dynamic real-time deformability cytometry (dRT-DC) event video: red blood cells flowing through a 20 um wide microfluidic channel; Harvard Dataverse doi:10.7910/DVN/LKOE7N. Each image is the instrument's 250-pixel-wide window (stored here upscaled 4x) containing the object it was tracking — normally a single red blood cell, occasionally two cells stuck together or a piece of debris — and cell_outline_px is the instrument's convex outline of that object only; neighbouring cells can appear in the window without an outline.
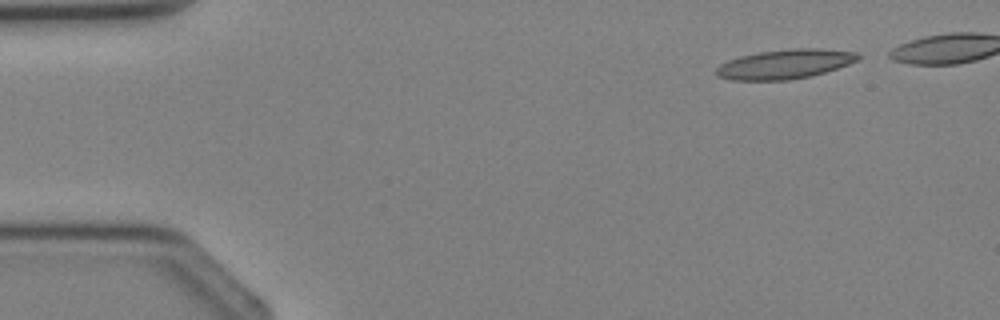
{"species": "Egyptian fruit bat (a non-hibernating species)", "species_latin": "Rousettus aegyptiacus", "temperature_condition": "cold", "stored_images_in_passage": 4, "camera_frame_rate_fps": 3000, "um_per_image_px": 0.085, "animal": {"sex": "female"}, "frame": {"image": 1, "passage_image": 1, "time_ms": 0.0, "image_size_px": [1000, 320], "cell_outline_px": [[860, 60], [824, 72], [808, 76], [788, 80], [728, 80], [716, 76], [716, 68], [720, 64], [728, 60], [740, 56], [760, 52], [788, 48], [820, 48], [860, 52]], "centroid_in_image_um": [66.72, 5.44], "position_along_channel_um": 18.3, "area_um2": 24.45}}
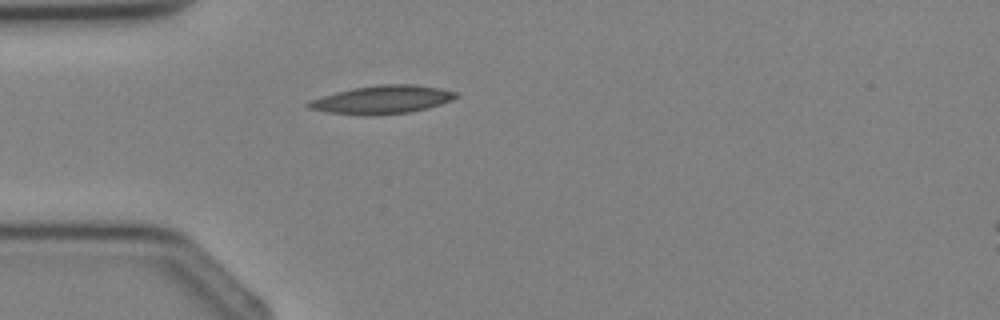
{"frame": {"image": 2, "passage_image": 4, "time_ms": 3.667, "image_size_px": [1000, 320], "cell_outline_px": [[460, 96], [452, 100], [428, 108], [408, 112], [372, 116], [364, 116], [328, 112], [308, 108], [304, 104], [308, 100], [336, 92], [352, 88], [380, 84], [416, 84], [440, 88], [456, 92]], "centroid_in_image_um": [32.47, 8.47], "position_along_channel_um": 52.5, "area_um2": 24.51}}